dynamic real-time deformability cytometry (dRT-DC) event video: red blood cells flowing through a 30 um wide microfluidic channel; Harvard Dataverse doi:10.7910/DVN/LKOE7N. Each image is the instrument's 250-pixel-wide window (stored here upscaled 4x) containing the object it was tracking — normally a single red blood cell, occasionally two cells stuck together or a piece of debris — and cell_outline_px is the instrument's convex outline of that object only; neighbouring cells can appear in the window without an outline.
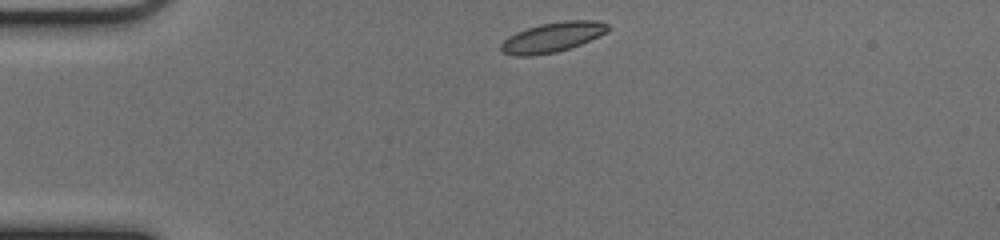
{"species": "common noctule bat (a hibernating species)", "species_latin": "Nyctalus noctula", "temperature_condition": "cold", "stored_images_in_passage": 41, "camera_frame_rate_fps": 3000, "um_per_image_px": 0.085, "animal": {"sex": "female", "body_mass_g": 17.0, "forearm_length_mm": 48.0}, "frame": {"image": 1, "passage_image": 1, "time_ms": 0.0, "image_size_px": [1000, 240], "cell_outline_px": [[608, 32], [580, 44], [556, 52], [532, 56], [516, 56], [500, 52], [500, 44], [508, 36], [516, 32], [540, 24], [564, 20], [596, 20], [608, 24]], "centroid_in_image_um": [46.93, 3.16], "position_along_channel_um": 38.1, "area_um2": 18.61}}
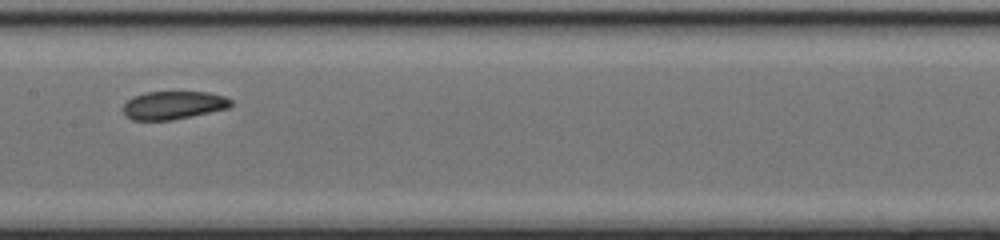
{"frame": {"image": 2, "passage_image": 16, "time_ms": 5.0, "image_size_px": [1000, 240], "cell_outline_px": [[232, 104], [228, 108], [172, 120], [132, 120], [124, 116], [124, 104], [132, 96], [144, 92], [208, 92], [224, 96], [232, 100]], "centroid_in_image_um": [14.71, 8.94], "position_along_channel_um": 192.7, "area_um2": 17.69}}
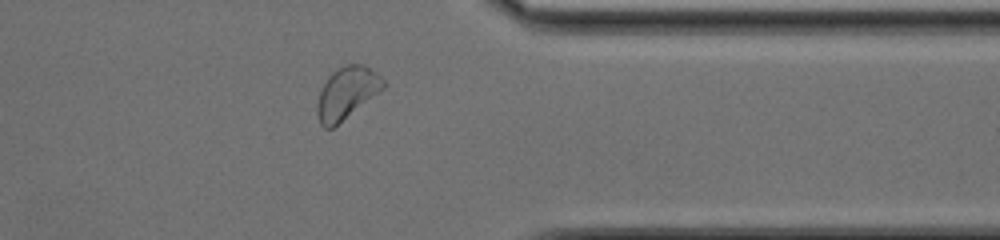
{"frame": {"image": 3, "passage_image": 31, "time_ms": 10.0, "image_size_px": [1000, 240], "cell_outline_px": [[388, 84], [384, 88], [332, 128], [324, 128], [320, 124], [316, 112], [316, 104], [320, 92], [328, 76], [332, 72], [344, 64], [364, 64], [376, 72]], "centroid_in_image_um": [29.47, 7.88], "position_along_channel_um": 381.9, "area_um2": 19.88}, "authors_computed_cell_mechanics": {"area_um2": 18.6116, "velocity_mm_per_s": 3.9449, "shape_relaxation_time_tau1_ms": 7.3271, "shape_relaxation_time_tau2_ms": 1.0784, "deformation_change_tau1": 0.1518, "deformation_change_tau2": 0.0572}}